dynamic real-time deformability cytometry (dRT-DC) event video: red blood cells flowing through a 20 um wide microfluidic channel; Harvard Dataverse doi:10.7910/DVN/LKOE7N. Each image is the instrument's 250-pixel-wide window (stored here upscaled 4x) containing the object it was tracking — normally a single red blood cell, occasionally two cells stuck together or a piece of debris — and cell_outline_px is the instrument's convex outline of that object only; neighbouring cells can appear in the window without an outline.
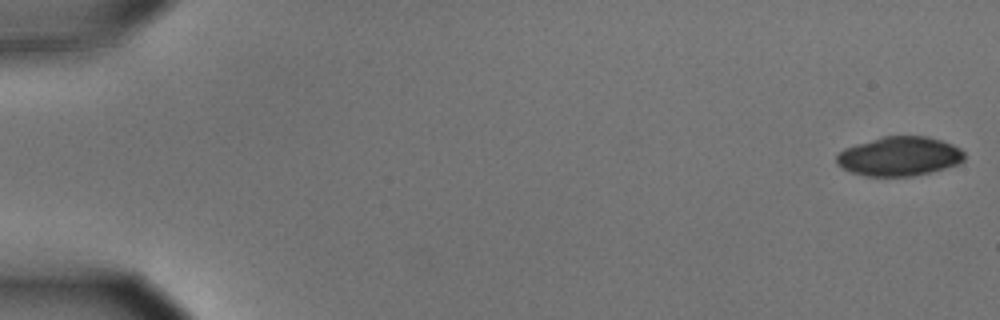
{"species": "common noctule bat (a hibernating species)", "species_latin": "Nyctalus noctula", "temperature_condition": "cold", "stored_images_in_passage": 55, "camera_frame_rate_fps": 3000, "um_per_image_px": 0.085, "animal": {"sex": "male", "body_mass_g": 15.6}, "frame": {"image": 1, "passage_image": 1, "time_ms": 0.0, "image_size_px": [1000, 320], "cell_outline_px": [[964, 160], [960, 164], [932, 172], [912, 176], [864, 176], [840, 168], [836, 164], [836, 156], [844, 148], [856, 144], [884, 136], [928, 136], [952, 144], [960, 148], [964, 152]], "centroid_in_image_um": [76.45, 13.29], "position_along_channel_um": 8.5, "area_um2": 29.42}}
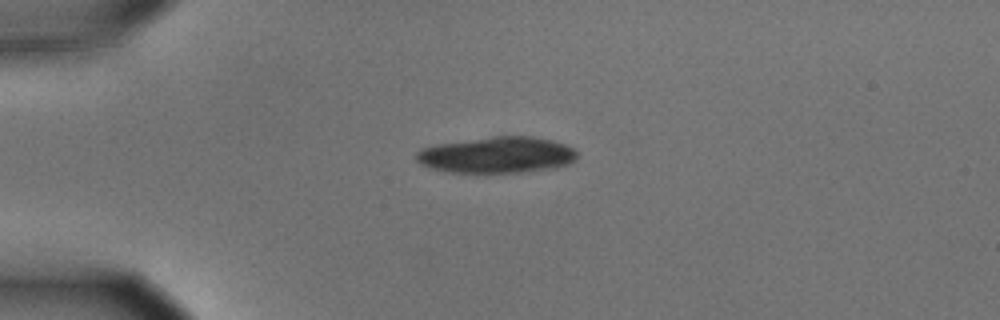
{"frame": {"image": 2, "passage_image": 14, "time_ms": 4.333, "image_size_px": [1000, 320], "cell_outline_px": [[576, 160], [572, 164], [556, 168], [524, 172], [452, 172], [432, 168], [420, 164], [416, 160], [416, 152], [420, 148], [436, 144], [492, 136], [532, 136], [552, 140], [564, 144], [572, 148], [576, 152]], "centroid_in_image_um": [42.26, 13.17], "position_along_channel_um": 42.7, "area_um2": 34.1}}